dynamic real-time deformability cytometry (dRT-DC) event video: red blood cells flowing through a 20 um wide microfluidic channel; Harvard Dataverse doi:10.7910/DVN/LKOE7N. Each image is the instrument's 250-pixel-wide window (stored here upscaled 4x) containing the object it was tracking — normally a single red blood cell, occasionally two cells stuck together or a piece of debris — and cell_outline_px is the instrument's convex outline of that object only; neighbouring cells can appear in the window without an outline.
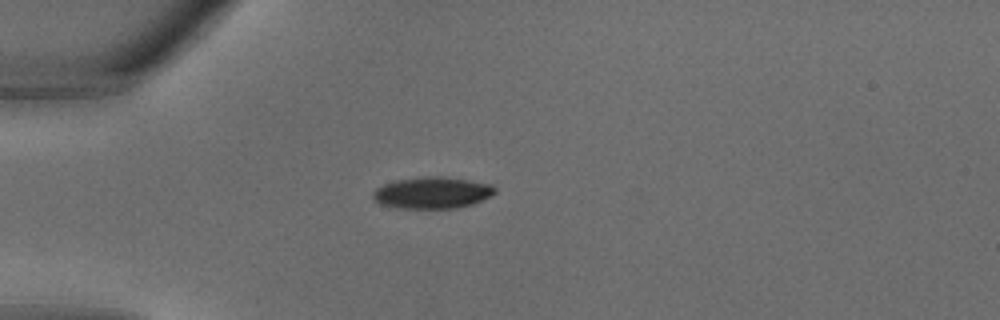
{"species": "common noctule bat (a hibernating species)", "species_latin": "Nyctalus noctula", "temperature_condition": "warm", "stored_images_in_passage": 22, "camera_frame_rate_fps": 3000, "um_per_image_px": 0.085, "animal": {"sex": "male", "body_mass_g": 18.8}, "frame": {"image": 1, "passage_image": 1, "time_ms": 0.0, "image_size_px": [1000, 320], "cell_outline_px": [[496, 192], [492, 196], [472, 204], [456, 208], [396, 208], [380, 204], [372, 196], [372, 192], [376, 188], [384, 184], [396, 180], [428, 176], [440, 176], [468, 180], [492, 184], [496, 188]], "centroid_in_image_um": [36.75, 16.38], "position_along_channel_um": 48.2, "area_um2": 22.48}}
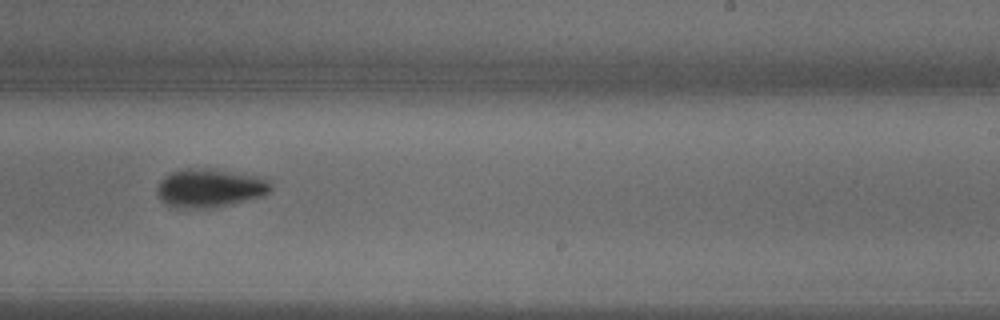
{"frame": {"image": 2, "passage_image": 13, "time_ms": 4.0, "image_size_px": [1000, 320], "cell_outline_px": [[272, 188], [264, 196], [216, 208], [176, 208], [164, 204], [160, 200], [156, 192], [156, 188], [160, 180], [164, 176], [172, 172], [184, 168], [212, 168], [264, 176], [272, 184]], "centroid_in_image_um": [17.84, 15.98], "position_along_channel_um": 271.2, "area_um2": 26.36}}
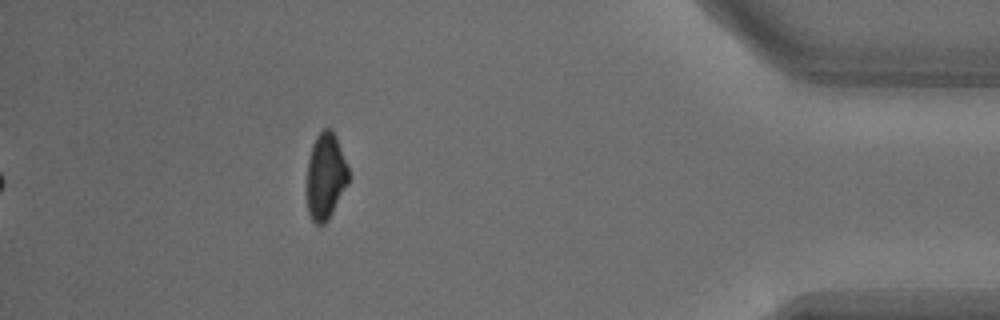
{"frame": {"image": 3, "passage_image": 22, "time_ms": 7.0, "image_size_px": [1000, 320], "cell_outline_px": [[352, 176], [348, 184], [328, 220], [324, 224], [316, 224], [312, 220], [308, 212], [308, 160], [312, 144], [316, 136], [324, 128], [332, 128], [336, 136]], "centroid_in_image_um": [27.71, 14.96], "position_along_channel_um": 407.5, "area_um2": 21.1}}